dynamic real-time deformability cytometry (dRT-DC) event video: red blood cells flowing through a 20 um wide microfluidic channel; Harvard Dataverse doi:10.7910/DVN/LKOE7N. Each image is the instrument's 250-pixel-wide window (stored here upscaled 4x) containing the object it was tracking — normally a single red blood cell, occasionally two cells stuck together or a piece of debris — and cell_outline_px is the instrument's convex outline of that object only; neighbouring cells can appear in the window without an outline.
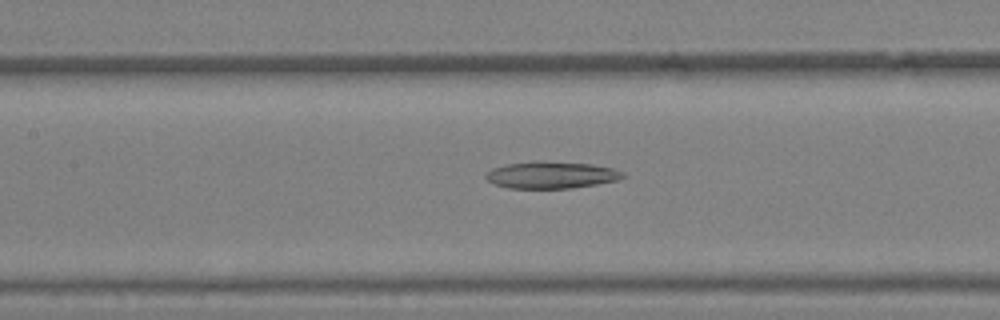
{"species": "Egyptian fruit bat (a non-hibernating species)", "species_latin": "Rousettus aegyptiacus", "temperature_condition": "warm", "stored_images_in_passage": 38, "camera_frame_rate_fps": 3000, "um_per_image_px": 0.085, "animal": {"sex": "female"}, "frame": {"image": 1, "passage_image": 19, "time_ms": 6.0, "image_size_px": [1000, 320], "cell_outline_px": [[624, 176], [620, 180], [572, 188], [508, 188], [496, 184], [488, 180], [484, 176], [484, 172], [492, 168], [508, 164], [592, 164], [612, 168], [624, 172]], "centroid_in_image_um": [46.88, 14.92], "position_along_channel_um": 160.5, "area_um2": 20.4}}
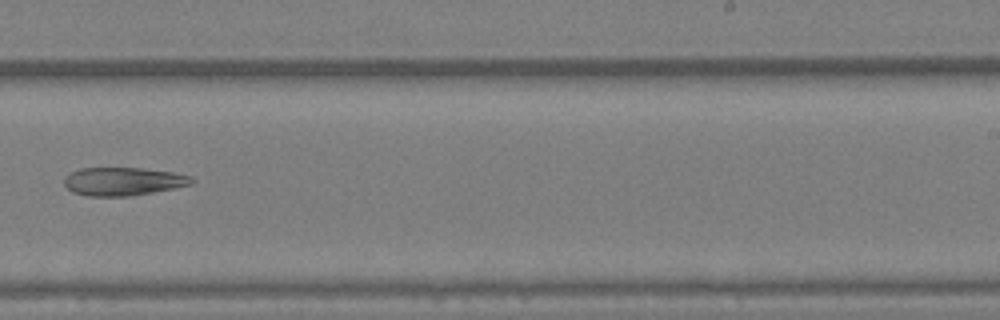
{"frame": {"image": 2, "passage_image": 26, "time_ms": 8.333, "image_size_px": [1000, 320], "cell_outline_px": [[196, 180], [192, 184], [152, 192], [128, 196], [88, 196], [72, 192], [64, 184], [64, 180], [72, 172], [80, 168], [140, 168], [172, 172], [192, 176]], "centroid_in_image_um": [10.48, 15.42], "position_along_channel_um": 278.5, "area_um2": 20.75}}
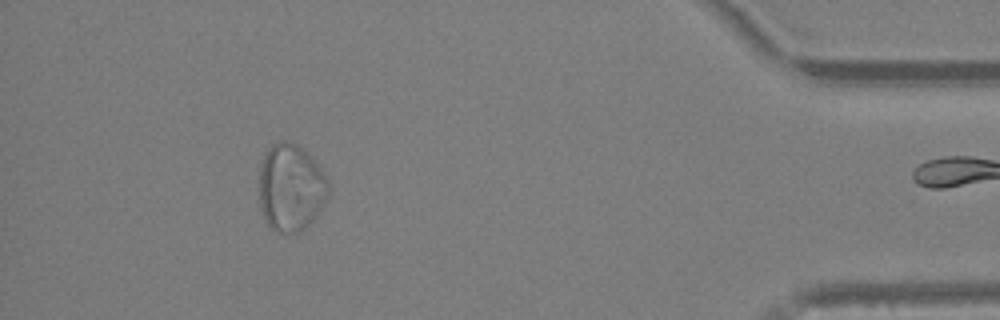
{"frame": {"image": 3, "passage_image": 37, "time_ms": 12.0, "image_size_px": [1000, 320], "cell_outline_px": [[328, 196], [316, 216], [300, 232], [280, 232], [272, 228], [264, 220], [260, 208], [260, 168], [264, 156], [268, 148], [272, 144], [280, 140], [288, 140], [296, 144], [324, 172], [328, 180]], "centroid_in_image_um": [24.7, 15.95], "position_along_channel_um": 410.5, "area_um2": 34.85}}